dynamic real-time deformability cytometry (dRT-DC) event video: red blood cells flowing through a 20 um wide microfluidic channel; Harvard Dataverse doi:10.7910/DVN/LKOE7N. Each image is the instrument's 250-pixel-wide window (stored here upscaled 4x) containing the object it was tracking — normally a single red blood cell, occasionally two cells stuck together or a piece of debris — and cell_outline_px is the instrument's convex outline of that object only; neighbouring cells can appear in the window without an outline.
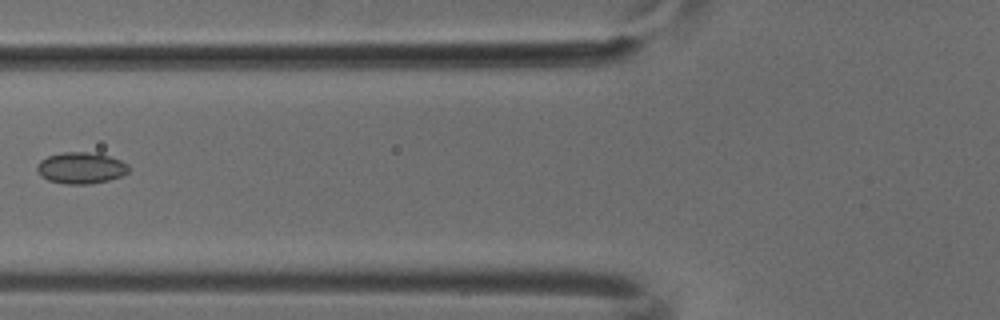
{"species": "common noctule bat (a hibernating species)", "species_latin": "Nyctalus noctula", "temperature_condition": "cold", "stored_images_in_passage": 7, "camera_frame_rate_fps": 3000, "um_per_image_px": 0.085, "animal": {"sex": "male", "body_mass_g": 18.8}, "frame": {"image": 1, "passage_image": 6, "time_ms": 1.667, "image_size_px": [1000, 320], "cell_outline_px": [[128, 172], [120, 176], [108, 180], [88, 184], [64, 184], [48, 180], [40, 176], [36, 168], [36, 164], [40, 160], [48, 156], [64, 152], [88, 152], [108, 156], [120, 160], [128, 164]], "centroid_in_image_um": [6.84, 14.28], "position_along_channel_um": 119.0, "area_um2": 16.7}}
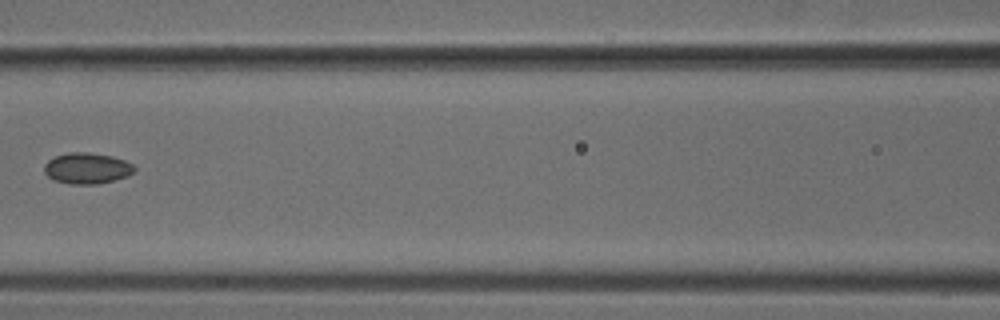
{"frame": {"image": 2, "passage_image": 7, "time_ms": 2.0, "image_size_px": [1000, 320], "cell_outline_px": [[136, 168], [128, 176], [100, 184], [68, 184], [52, 180], [44, 172], [44, 164], [48, 160], [56, 156], [68, 152], [88, 152], [112, 156], [124, 160], [132, 164]], "centroid_in_image_um": [7.37, 14.31], "position_along_channel_um": 159.2, "area_um2": 16.42}}